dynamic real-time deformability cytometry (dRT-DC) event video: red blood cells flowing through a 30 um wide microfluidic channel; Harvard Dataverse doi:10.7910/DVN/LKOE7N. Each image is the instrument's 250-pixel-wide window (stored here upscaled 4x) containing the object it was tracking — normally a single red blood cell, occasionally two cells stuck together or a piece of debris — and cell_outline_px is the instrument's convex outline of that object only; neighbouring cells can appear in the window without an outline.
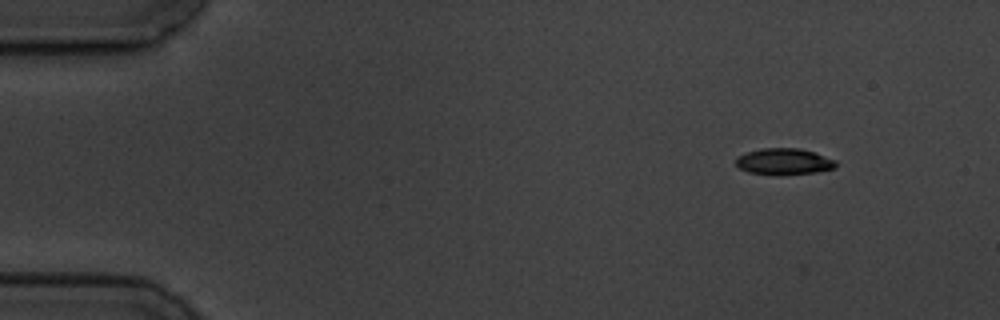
{"species": "common noctule bat (a hibernating species)", "species_latin": "Nyctalus noctula", "temperature_condition": "cold", "stored_images_in_passage": 4, "camera_frame_rate_fps": 3000, "um_per_image_px": 0.085, "animal": {"sex": "male", "body_mass_g": 19.5, "forearm_length_mm": 54.6}, "frame": {"image": 1, "passage_image": 1, "time_ms": 0.0, "image_size_px": [1000, 320], "cell_outline_px": [[836, 168], [816, 172], [780, 176], [776, 176], [748, 172], [740, 168], [736, 164], [736, 156], [744, 152], [764, 148], [800, 148], [836, 160]], "centroid_in_image_um": [66.6, 13.75], "position_along_channel_um": 18.4, "area_um2": 15.61}}
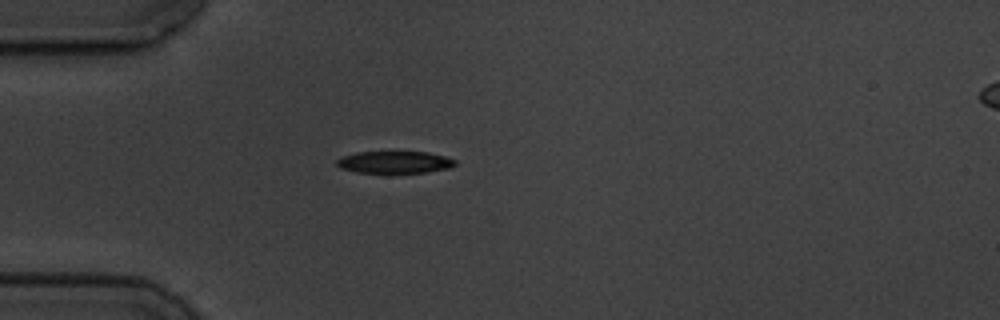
{"frame": {"image": 2, "passage_image": 4, "time_ms": 3.333, "image_size_px": [1000, 320], "cell_outline_px": [[456, 164], [448, 168], [424, 172], [356, 172], [340, 168], [336, 164], [336, 160], [340, 156], [356, 152], [428, 152], [444, 156], [456, 160]], "centroid_in_image_um": [33.49, 13.77], "position_along_channel_um": 51.5, "area_um2": 15.09}}